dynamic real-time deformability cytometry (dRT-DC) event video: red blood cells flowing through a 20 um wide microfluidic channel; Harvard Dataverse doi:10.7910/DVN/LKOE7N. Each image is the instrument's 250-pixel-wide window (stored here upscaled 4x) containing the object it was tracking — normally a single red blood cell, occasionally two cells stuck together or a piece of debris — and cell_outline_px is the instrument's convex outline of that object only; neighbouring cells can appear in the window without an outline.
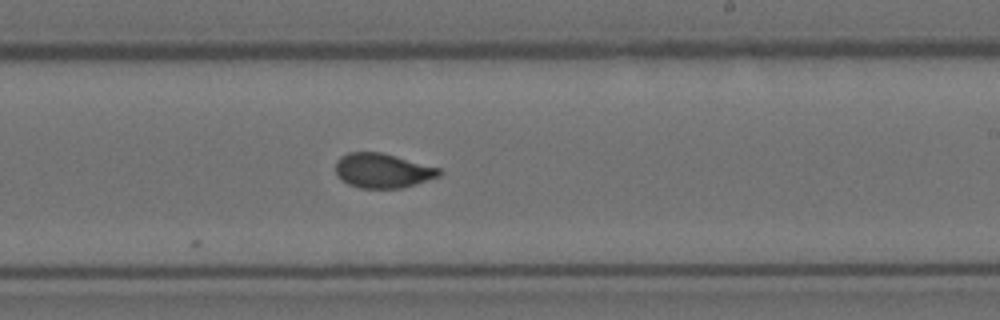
{"species": "Egyptian fruit bat (a non-hibernating species)", "species_latin": "Rousettus aegyptiacus", "temperature_condition": "room temperature", "stored_images_in_passage": 7, "camera_frame_rate_fps": 3000, "um_per_image_px": 0.085, "animal": {"sex": "female"}, "frame": {"image": 1, "passage_image": 7, "time_ms": 6.667, "image_size_px": [1000, 320], "cell_outline_px": [[440, 176], [400, 188], [360, 188], [348, 184], [336, 172], [336, 160], [340, 156], [348, 152], [380, 152], [440, 168]], "centroid_in_image_um": [32.5, 14.49], "position_along_channel_um": 256.5, "area_um2": 20.52}}